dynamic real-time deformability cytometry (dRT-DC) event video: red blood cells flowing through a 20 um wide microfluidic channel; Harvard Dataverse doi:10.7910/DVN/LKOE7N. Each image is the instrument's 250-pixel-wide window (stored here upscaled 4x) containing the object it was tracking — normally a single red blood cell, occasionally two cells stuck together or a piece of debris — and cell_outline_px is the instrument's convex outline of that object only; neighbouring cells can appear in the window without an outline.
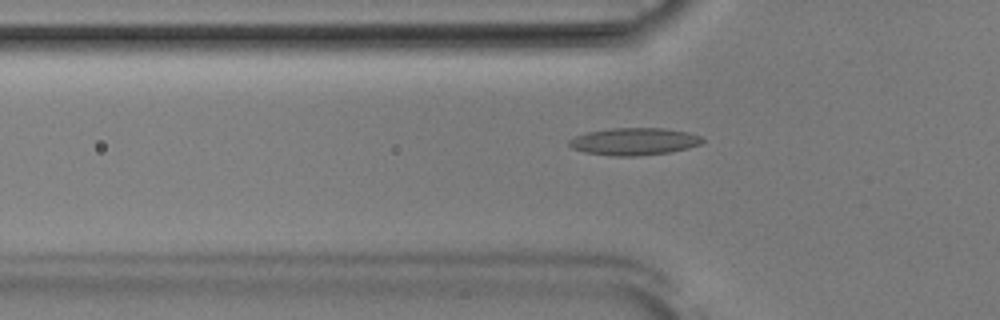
{"species": "Egyptian fruit bat (a non-hibernating species)", "species_latin": "Rousettus aegyptiacus", "temperature_condition": "room temperature", "stored_images_in_passage": 52, "camera_frame_rate_fps": 3000, "um_per_image_px": 0.085, "animal": {"sex": "male"}, "frame": {"image": 1, "passage_image": 17, "time_ms": 5.333, "image_size_px": [1000, 320], "cell_outline_px": [[704, 140], [700, 144], [688, 148], [672, 152], [636, 156], [612, 156], [584, 152], [572, 148], [568, 144], [568, 140], [576, 136], [588, 132], [612, 128], [664, 128], [688, 132], [700, 136]], "centroid_in_image_um": [53.9, 12.03], "position_along_channel_um": 71.9, "area_um2": 21.21}}
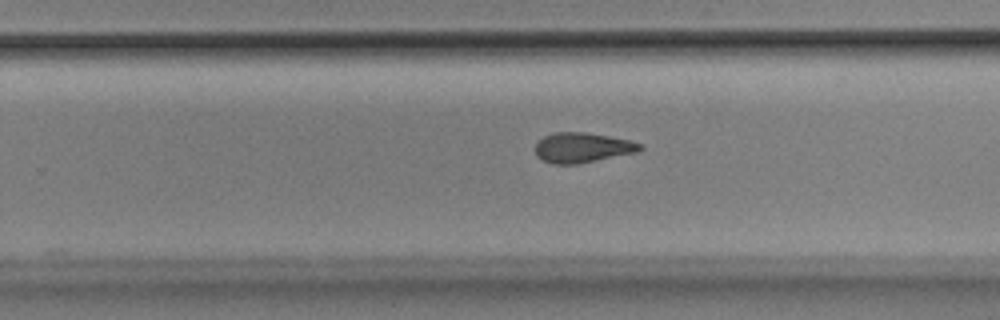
{"frame": {"image": 2, "passage_image": 33, "time_ms": 10.667, "image_size_px": [1000, 320], "cell_outline_px": [[644, 148], [640, 152], [576, 164], [552, 164], [536, 156], [536, 144], [544, 136], [552, 132], [584, 132], [608, 136], [628, 140], [640, 144]], "centroid_in_image_um": [49.51, 12.55], "position_along_channel_um": 280.3, "area_um2": 18.26}}
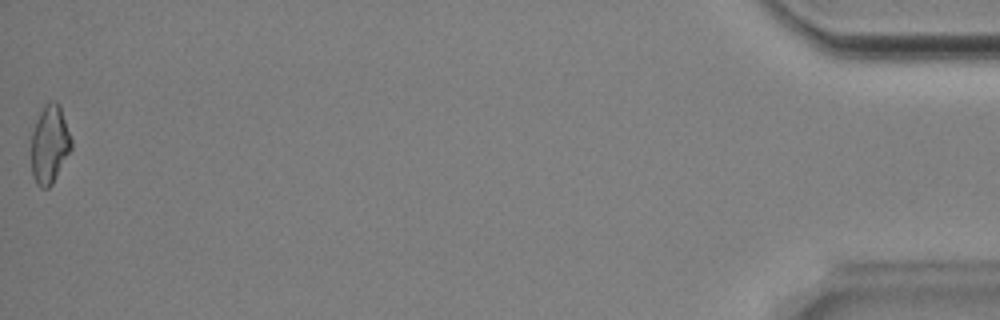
{"frame": {"image": 3, "passage_image": 52, "time_ms": 17.0, "image_size_px": [1000, 320], "cell_outline_px": [[72, 148], [52, 184], [48, 188], [40, 188], [36, 184], [32, 176], [32, 132], [40, 112], [44, 104], [52, 100], [56, 100], [60, 104], [72, 140]], "centroid_in_image_um": [4.23, 12.26], "position_along_channel_um": 431.0, "area_um2": 18.32}, "authors_computed_cell_mechanics": {"area_um2": 18.6405, "velocity_mm_per_s": 3.9098, "shape_relaxation_time_tau1_ms": null, "shape_relaxation_time_tau2_ms": 4.6438, "deformation_change_tau1": null, "deformation_change_tau2": 0.1303}}